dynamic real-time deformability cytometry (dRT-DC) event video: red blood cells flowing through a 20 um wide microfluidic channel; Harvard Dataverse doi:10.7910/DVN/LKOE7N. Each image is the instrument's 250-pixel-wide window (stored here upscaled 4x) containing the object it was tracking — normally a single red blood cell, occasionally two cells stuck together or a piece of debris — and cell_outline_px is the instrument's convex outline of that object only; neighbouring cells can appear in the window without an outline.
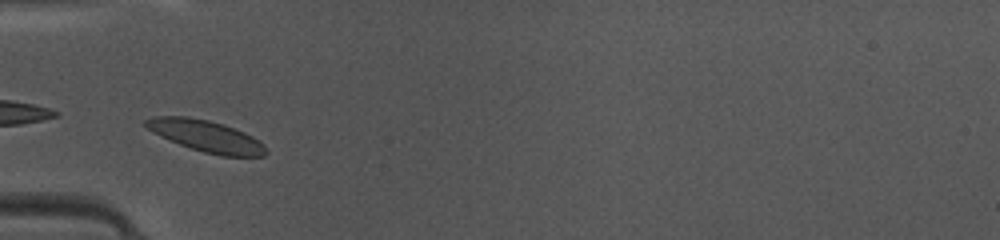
{"species": "common noctule bat (a hibernating species)", "species_latin": "Nyctalus noctula", "temperature_condition": "warm", "stored_images_in_passage": 11, "camera_frame_rate_fps": 3000, "um_per_image_px": 0.085, "animal": {"sex": "female", "body_mass_g": 10.0, "forearm_length_mm": 53.1}, "frame": {"image": 1, "passage_image": 5, "time_ms": 1.333, "image_size_px": [1000, 240], "cell_outline_px": [[268, 152], [264, 156], [220, 156], [204, 152], [180, 144], [160, 136], [152, 132], [144, 124], [144, 120], [156, 116], [188, 116], [208, 120], [224, 124], [244, 132], [252, 136], [264, 144]], "centroid_in_image_um": [17.53, 11.56], "position_along_channel_um": 67.5, "area_um2": 22.02}}